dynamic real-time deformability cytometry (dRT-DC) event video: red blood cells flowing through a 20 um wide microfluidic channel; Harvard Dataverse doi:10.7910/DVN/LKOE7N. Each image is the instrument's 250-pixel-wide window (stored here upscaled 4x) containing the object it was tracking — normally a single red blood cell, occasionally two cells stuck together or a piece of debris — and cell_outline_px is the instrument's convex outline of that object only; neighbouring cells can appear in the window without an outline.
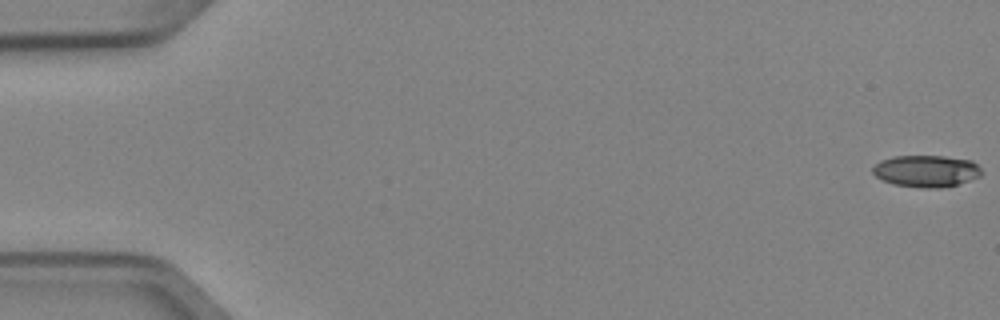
{"species": "Egyptian fruit bat (a non-hibernating species)", "species_latin": "Rousettus aegyptiacus", "temperature_condition": "cold", "stored_images_in_passage": 6, "camera_frame_rate_fps": 3000, "um_per_image_px": 0.085, "animal": {"sex": "female"}, "frame": {"image": 1, "passage_image": 1, "time_ms": 0.0, "image_size_px": [1000, 320], "cell_outline_px": [[984, 172], [980, 176], [956, 184], [940, 188], [924, 188], [892, 184], [876, 176], [872, 172], [872, 168], [880, 160], [892, 156], [944, 156], [972, 160]], "centroid_in_image_um": [78.73, 14.53], "position_along_channel_um": 6.3, "area_um2": 20.17}}
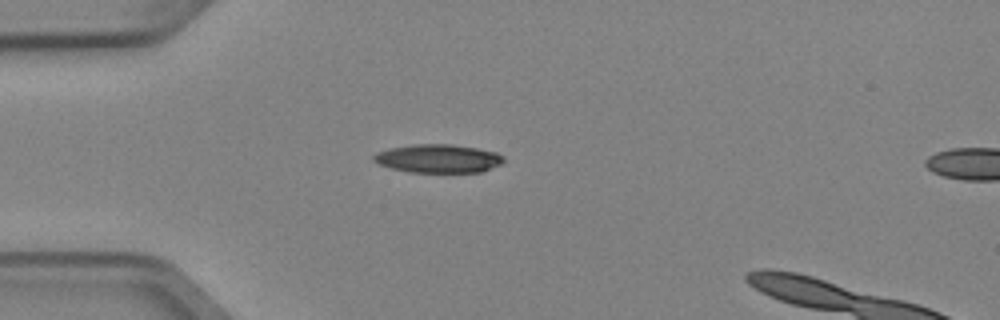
{"frame": {"image": 2, "passage_image": 5, "time_ms": 1.333, "image_size_px": [1000, 320], "cell_outline_px": [[504, 160], [500, 164], [480, 172], [412, 172], [392, 168], [380, 164], [372, 160], [372, 156], [376, 152], [388, 148], [416, 144], [452, 144], [476, 148], [496, 152], [504, 156]], "centroid_in_image_um": [37.23, 13.46], "position_along_channel_um": 47.8, "area_um2": 21.44}}